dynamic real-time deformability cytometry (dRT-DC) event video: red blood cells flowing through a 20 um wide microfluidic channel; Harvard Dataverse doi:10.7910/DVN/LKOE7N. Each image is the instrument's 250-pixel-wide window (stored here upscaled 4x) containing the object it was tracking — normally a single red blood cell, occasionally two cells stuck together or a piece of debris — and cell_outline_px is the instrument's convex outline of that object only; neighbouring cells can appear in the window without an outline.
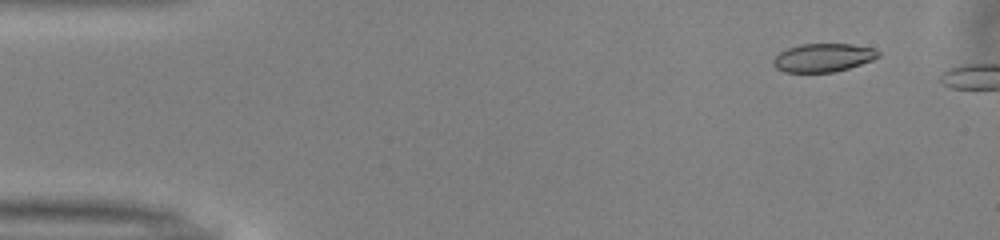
{"species": "common noctule bat (a hibernating species)", "species_latin": "Nyctalus noctula", "temperature_condition": "warm", "stored_images_in_passage": 7, "camera_frame_rate_fps": 3000, "um_per_image_px": 0.085, "animal": {"sex": "male", "body_mass_g": 13.0, "forearm_length_mm": 53.1}, "frame": {"image": 1, "passage_image": 4, "time_ms": 1.0, "image_size_px": [1000, 240], "cell_outline_px": [[880, 56], [872, 60], [848, 68], [832, 72], [784, 72], [776, 68], [772, 64], [772, 60], [780, 52], [788, 48], [800, 44], [852, 44], [872, 48], [880, 52]], "centroid_in_image_um": [69.95, 4.9], "position_along_channel_um": 15.1, "area_um2": 17.28}}